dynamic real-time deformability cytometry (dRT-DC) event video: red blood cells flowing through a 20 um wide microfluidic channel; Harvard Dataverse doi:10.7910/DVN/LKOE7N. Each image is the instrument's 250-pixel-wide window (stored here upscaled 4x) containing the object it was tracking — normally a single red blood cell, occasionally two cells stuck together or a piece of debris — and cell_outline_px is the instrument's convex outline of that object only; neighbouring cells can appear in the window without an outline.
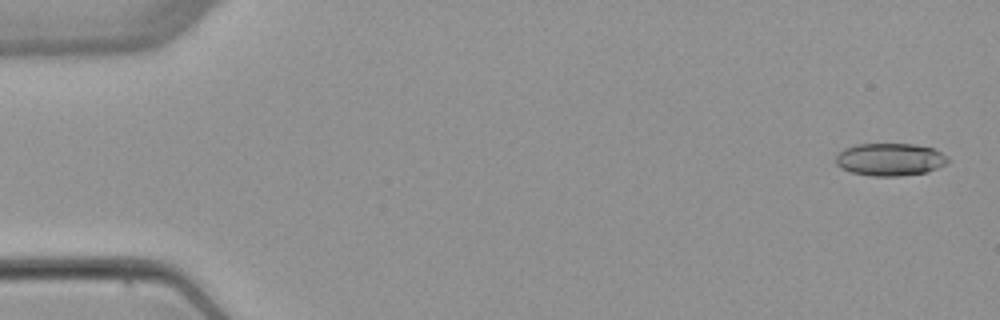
{"species": "common noctule bat (a hibernating species)", "species_latin": "Nyctalus noctula", "temperature_condition": "warm", "stored_images_in_passage": 4, "camera_frame_rate_fps": 3000, "um_per_image_px": 0.085, "animal": {"sex": "female", "body_mass_g": 22.7, "forearm_length_mm": 54.2}, "frame": {"image": 1, "passage_image": 1, "time_ms": 0.0, "image_size_px": [1000, 320], "cell_outline_px": [[952, 160], [928, 172], [900, 176], [872, 176], [852, 172], [840, 168], [836, 164], [836, 156], [844, 148], [856, 144], [912, 144], [932, 148], [948, 156]], "centroid_in_image_um": [75.65, 13.55], "position_along_channel_um": 9.3, "area_um2": 21.33}}
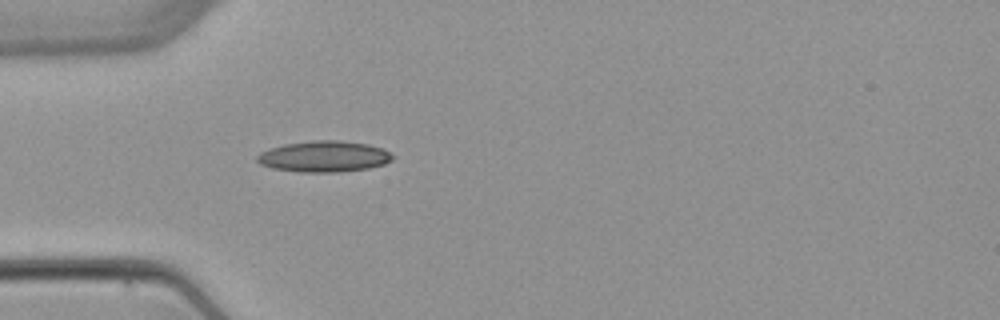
{"frame": {"image": 2, "passage_image": 4, "time_ms": 4.667, "image_size_px": [1000, 320], "cell_outline_px": [[396, 156], [392, 160], [384, 164], [368, 168], [340, 172], [304, 172], [272, 168], [260, 164], [256, 160], [256, 156], [260, 152], [284, 144], [312, 140], [340, 140], [368, 144], [384, 148]], "centroid_in_image_um": [27.58, 13.29], "position_along_channel_um": 57.4, "area_um2": 24.68}}